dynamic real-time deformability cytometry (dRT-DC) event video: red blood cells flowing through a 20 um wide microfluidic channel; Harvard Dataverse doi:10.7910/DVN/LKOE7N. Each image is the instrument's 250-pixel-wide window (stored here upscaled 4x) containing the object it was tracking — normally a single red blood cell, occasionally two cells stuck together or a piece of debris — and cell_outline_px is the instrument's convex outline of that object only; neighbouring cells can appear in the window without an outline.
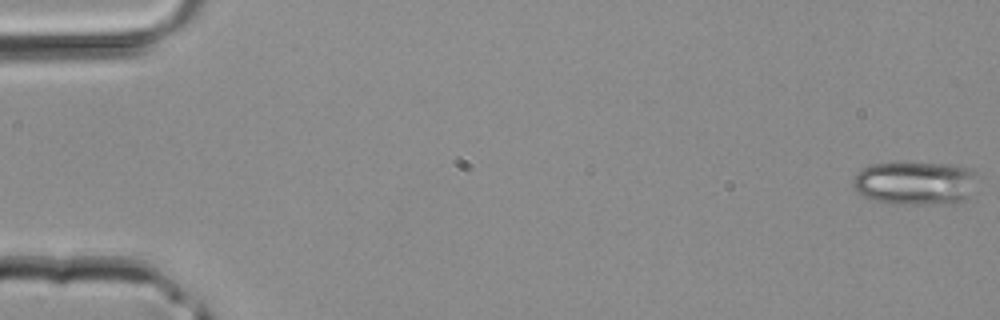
{"species": "common noctule bat (a hibernating species)", "species_latin": "Nyctalus noctula", "temperature_condition": "room temperature", "stored_images_in_passage": 42, "camera_frame_rate_fps": 3000, "um_per_image_px": 0.085, "animal": {"sex": "male", "body_mass_g": 20.4}, "frame": {"image": 1, "passage_image": 1, "time_ms": 0.0, "image_size_px": [1000, 320], "cell_outline_px": [[976, 172], [968, 196], [952, 204], [900, 204], [876, 200], [864, 196], [852, 184], [852, 180], [856, 172], [860, 168], [868, 164], [896, 160], [948, 164], [972, 168]], "centroid_in_image_um": [77.71, 15.5], "position_along_channel_um": 7.3, "area_um2": 32.14}}
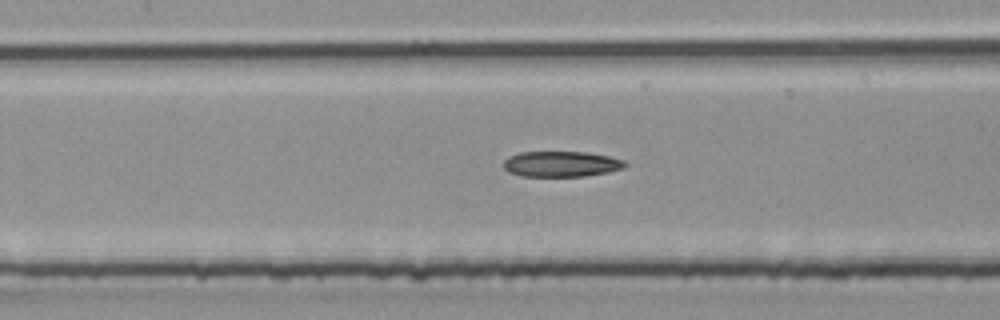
{"frame": {"image": 2, "passage_image": 20, "time_ms": 6.333, "image_size_px": [1000, 320], "cell_outline_px": [[628, 164], [624, 168], [608, 172], [584, 176], [520, 176], [508, 172], [504, 168], [504, 160], [508, 156], [520, 152], [588, 152], [608, 156], [624, 160]], "centroid_in_image_um": [47.7, 13.94], "position_along_channel_um": 159.7, "area_um2": 18.21}}
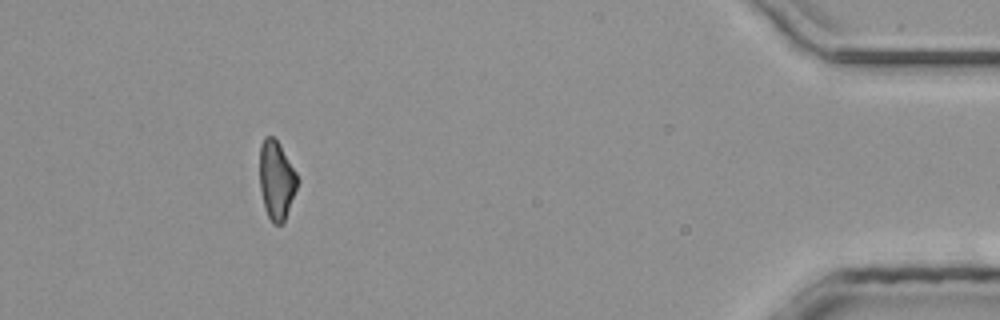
{"frame": {"image": 3, "passage_image": 39, "time_ms": 12.667, "image_size_px": [1000, 320], "cell_outline_px": [[300, 180], [284, 224], [272, 224], [264, 208], [260, 188], [260, 144], [264, 136], [272, 136], [276, 140], [296, 172]], "centroid_in_image_um": [23.5, 15.36], "position_along_channel_um": 411.7, "area_um2": 17.46}}